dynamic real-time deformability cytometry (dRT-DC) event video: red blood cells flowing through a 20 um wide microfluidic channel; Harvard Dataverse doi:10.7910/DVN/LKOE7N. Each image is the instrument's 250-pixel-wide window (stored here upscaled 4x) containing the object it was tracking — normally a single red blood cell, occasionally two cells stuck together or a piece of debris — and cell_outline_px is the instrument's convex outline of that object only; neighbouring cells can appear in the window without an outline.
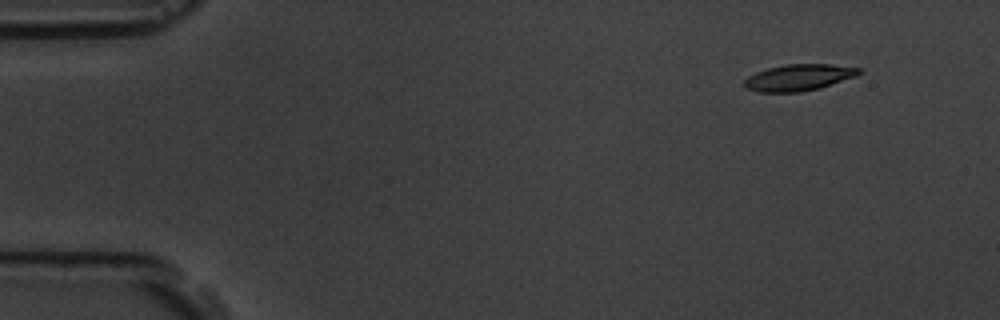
{"species": "common noctule bat (a hibernating species)", "species_latin": "Nyctalus noctula", "temperature_condition": "room temperature", "stored_images_in_passage": 7, "camera_frame_rate_fps": 3000, "um_per_image_px": 0.085, "animal": {"sex": "male", "body_mass_g": 19.5, "forearm_length_mm": 54.6}, "frame": {"image": 1, "passage_image": 1, "time_ms": 0.0, "image_size_px": [1000, 320], "cell_outline_px": [[860, 72], [856, 76], [820, 88], [800, 92], [760, 92], [748, 88], [744, 84], [744, 80], [748, 76], [756, 72], [768, 68], [788, 64], [832, 64], [860, 68]], "centroid_in_image_um": [67.9, 6.58], "position_along_channel_um": 17.1, "area_um2": 17.51}}
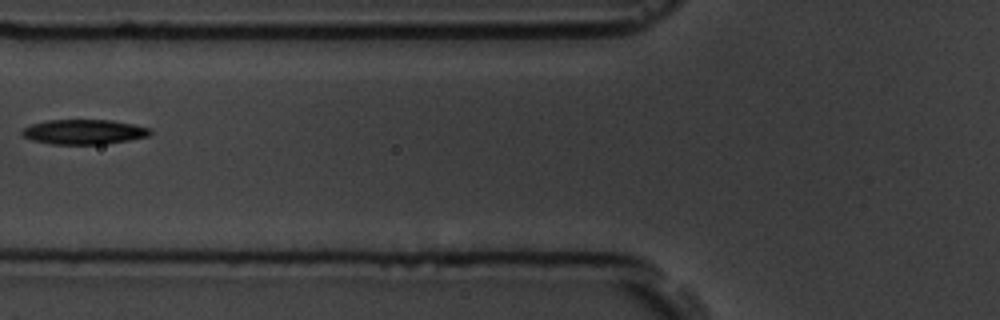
{"frame": {"image": 2, "passage_image": 6, "time_ms": 5.667, "image_size_px": [1000, 320], "cell_outline_px": [[152, 132], [148, 136], [128, 140], [104, 144], [48, 144], [32, 140], [24, 136], [20, 132], [24, 128], [32, 124], [48, 120], [112, 120], [152, 128]], "centroid_in_image_um": [7.14, 11.21], "position_along_channel_um": 118.7, "area_um2": 18.5}}
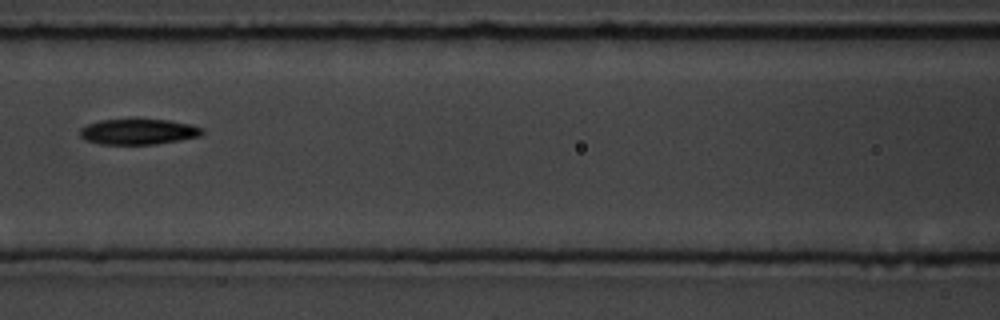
{"frame": {"image": 3, "passage_image": 7, "time_ms": 6.667, "image_size_px": [1000, 320], "cell_outline_px": [[204, 132], [200, 136], [180, 140], [156, 144], [100, 144], [88, 140], [80, 136], [80, 128], [88, 124], [100, 120], [136, 116], [168, 120], [192, 124], [204, 128]], "centroid_in_image_um": [11.79, 11.14], "position_along_channel_um": 154.8, "area_um2": 19.07}}